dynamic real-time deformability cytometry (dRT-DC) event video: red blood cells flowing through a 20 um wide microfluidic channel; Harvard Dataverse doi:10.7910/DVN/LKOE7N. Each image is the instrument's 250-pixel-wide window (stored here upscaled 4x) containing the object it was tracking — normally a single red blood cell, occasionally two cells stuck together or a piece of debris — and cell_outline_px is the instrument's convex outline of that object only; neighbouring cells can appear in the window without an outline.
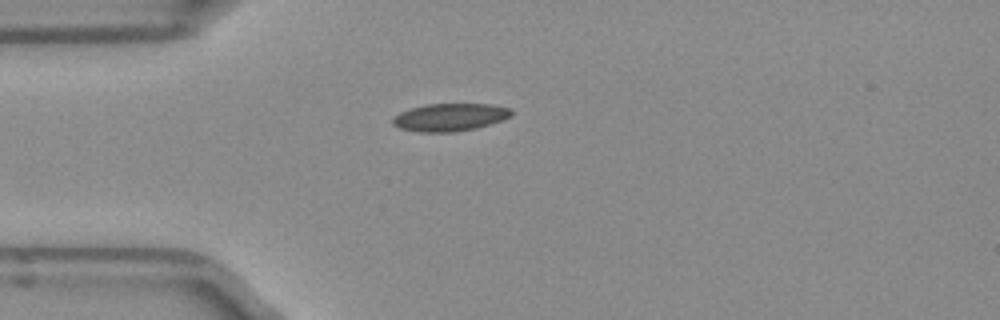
{"species": "Egyptian fruit bat (a non-hibernating species)", "species_latin": "Rousettus aegyptiacus", "temperature_condition": "room temperature", "stored_images_in_passage": 34, "camera_frame_rate_fps": 3000, "um_per_image_px": 0.085, "frame": {"image": 1, "passage_image": 1, "time_ms": 0.0, "image_size_px": [1000, 320], "cell_outline_px": [[512, 116], [476, 128], [452, 132], [420, 132], [400, 128], [392, 124], [392, 120], [400, 112], [412, 108], [428, 104], [492, 104], [512, 108]], "centroid_in_image_um": [38.26, 9.96], "position_along_channel_um": 46.7, "area_um2": 18.96}}
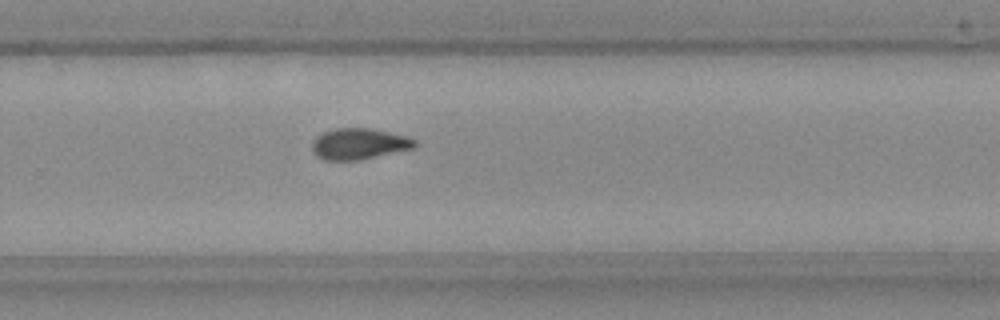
{"frame": {"image": 2, "passage_image": 21, "time_ms": 6.667, "image_size_px": [1000, 320], "cell_outline_px": [[416, 144], [412, 148], [360, 160], [324, 160], [316, 156], [312, 148], [312, 140], [316, 136], [324, 132], [336, 128], [368, 128], [388, 132], [404, 136], [416, 140]], "centroid_in_image_um": [30.46, 12.23], "position_along_channel_um": 299.3, "area_um2": 18.38}}
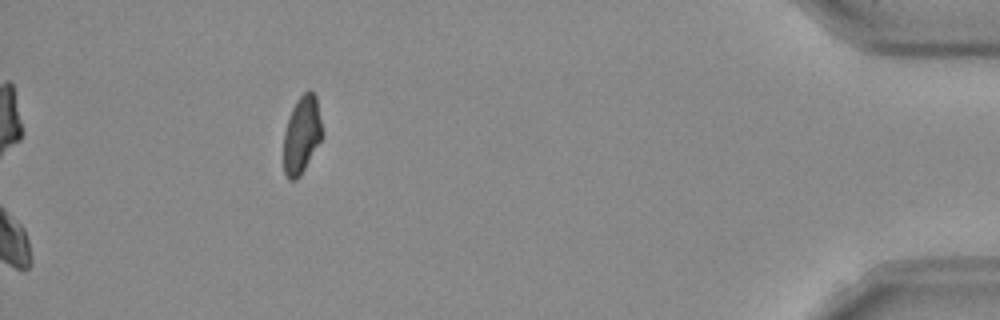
{"frame": {"image": 3, "passage_image": 34, "time_ms": 11.0, "image_size_px": [1000, 320], "cell_outline_px": [[324, 136], [300, 176], [296, 180], [288, 180], [284, 172], [284, 132], [292, 108], [296, 100], [308, 88], [316, 96], [324, 132]], "centroid_in_image_um": [25.67, 11.45], "position_along_channel_um": 409.5, "area_um2": 17.69}, "authors_computed_cell_mechanics": {"area_um2": 18.7272, "velocity_mm_per_s": 3.9644, "shape_relaxation_time_tau1_ms": null, "shape_relaxation_time_tau2_ms": 2.4562, "deformation_change_tau1": null, "deformation_change_tau2": 0.0616}}